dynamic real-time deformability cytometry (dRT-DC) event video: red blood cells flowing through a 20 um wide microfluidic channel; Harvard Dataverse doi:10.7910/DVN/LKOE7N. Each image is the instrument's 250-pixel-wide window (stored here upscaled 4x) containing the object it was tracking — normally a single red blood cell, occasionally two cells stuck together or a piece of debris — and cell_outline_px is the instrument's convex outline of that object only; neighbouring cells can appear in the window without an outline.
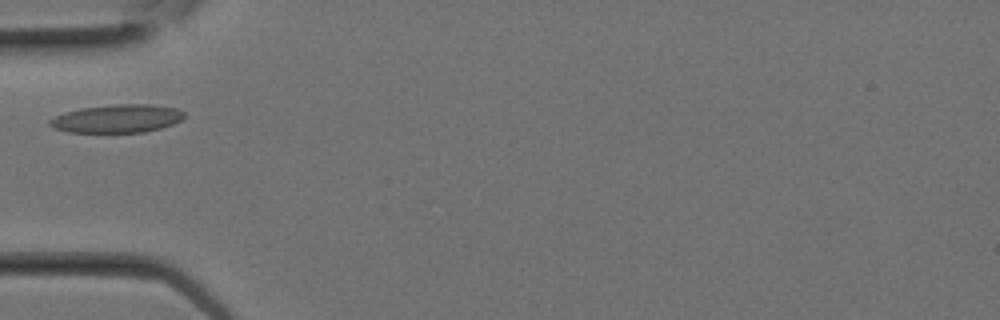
{"species": "Egyptian fruit bat (a non-hibernating species)", "species_latin": "Rousettus aegyptiacus", "temperature_condition": "room temperature", "stored_images_in_passage": 6, "camera_frame_rate_fps": 3000, "um_per_image_px": 0.085, "animal": {"sex": "female"}, "frame": {"image": 1, "passage_image": 2, "time_ms": 0.333, "image_size_px": [1000, 320], "cell_outline_px": [[184, 116], [180, 120], [172, 124], [160, 128], [144, 132], [68, 132], [56, 128], [48, 124], [48, 120], [64, 112], [80, 108], [116, 104], [148, 104], [176, 108], [184, 112]], "centroid_in_image_um": [9.94, 10.07], "position_along_channel_um": 75.1, "area_um2": 21.91}}
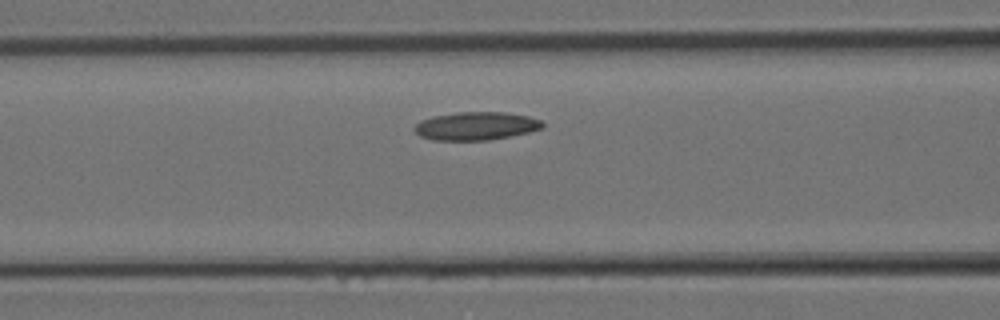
{"frame": {"image": 2, "passage_image": 4, "time_ms": 1.0, "image_size_px": [1000, 320], "cell_outline_px": [[544, 128], [528, 132], [488, 140], [432, 140], [420, 136], [412, 128], [420, 120], [432, 116], [456, 112], [504, 112], [528, 116], [540, 120], [544, 124]], "centroid_in_image_um": [40.43, 10.7], "position_along_channel_um": 126.2, "area_um2": 21.04}}
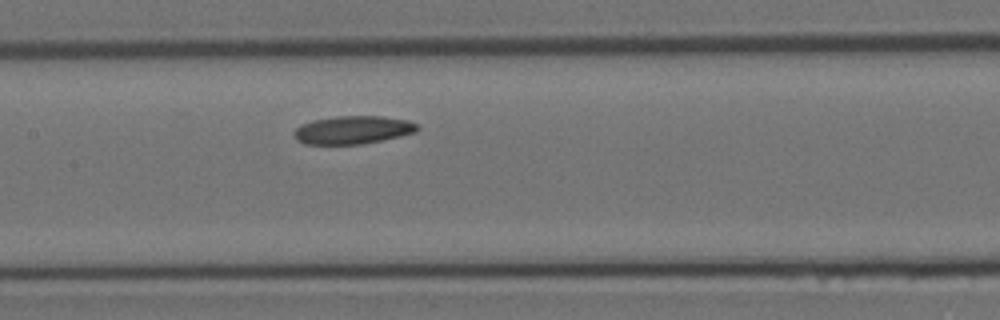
{"frame": {"image": 3, "passage_image": 6, "time_ms": 1.667, "image_size_px": [1000, 320], "cell_outline_px": [[420, 128], [416, 132], [380, 140], [360, 144], [304, 144], [296, 140], [292, 136], [292, 132], [300, 124], [312, 120], [336, 116], [384, 116], [408, 120], [420, 124]], "centroid_in_image_um": [29.96, 11.03], "position_along_channel_um": 177.4, "area_um2": 20.4}}